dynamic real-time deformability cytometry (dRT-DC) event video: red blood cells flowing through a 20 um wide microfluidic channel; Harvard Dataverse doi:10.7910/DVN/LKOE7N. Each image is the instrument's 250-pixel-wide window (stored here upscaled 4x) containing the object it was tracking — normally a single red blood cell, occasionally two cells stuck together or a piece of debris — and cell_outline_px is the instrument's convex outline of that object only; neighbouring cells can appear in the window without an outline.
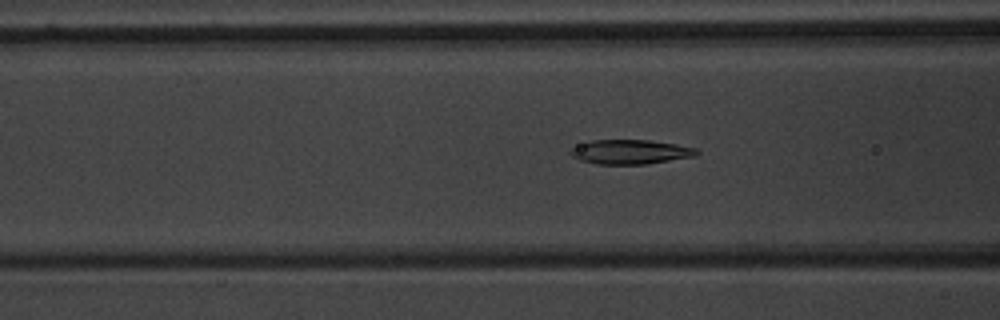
{"species": "common noctule bat (a hibernating species)", "species_latin": "Nyctalus noctula", "temperature_condition": "warm", "stored_images_in_passage": 44, "camera_frame_rate_fps": 3000, "um_per_image_px": 0.085, "animal": {"sex": "male", "body_mass_g": 20.1, "forearm_length_mm": 53.5}, "frame": {"image": 1, "passage_image": 11, "time_ms": 3.333, "image_size_px": [1000, 320], "cell_outline_px": [[700, 152], [696, 156], [644, 164], [596, 164], [580, 160], [572, 156], [568, 152], [572, 148], [580, 144], [592, 140], [648, 140], [676, 144], [696, 148]], "centroid_in_image_um": [53.58, 12.91], "position_along_channel_um": 113.0, "area_um2": 17.86}}
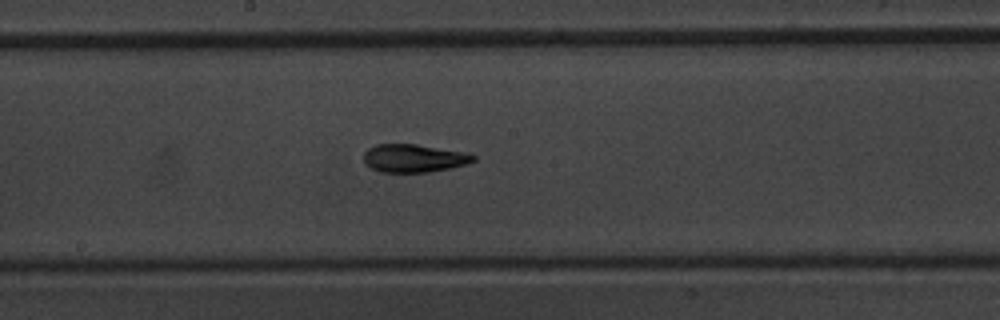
{"frame": {"image": 2, "passage_image": 19, "time_ms": 6.0, "image_size_px": [1000, 320], "cell_outline_px": [[476, 160], [464, 164], [448, 168], [428, 172], [380, 172], [364, 164], [364, 152], [368, 148], [376, 144], [416, 144], [472, 152], [476, 156]], "centroid_in_image_um": [35.2, 13.43], "position_along_channel_um": 213.0, "area_um2": 18.15}}
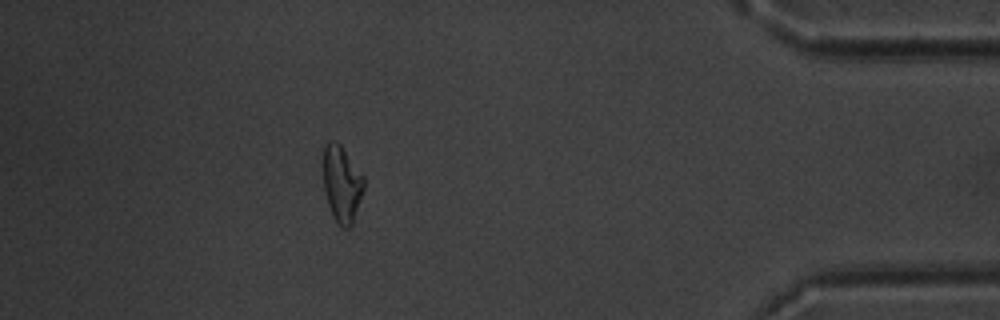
{"frame": {"image": 3, "passage_image": 38, "time_ms": 12.333, "image_size_px": [1000, 320], "cell_outline_px": [[364, 188], [352, 228], [344, 228], [336, 220], [328, 204], [324, 188], [324, 148], [332, 140], [336, 140], [340, 144], [364, 176]], "centroid_in_image_um": [29.09, 15.65], "position_along_channel_um": 406.1, "area_um2": 17.86}}